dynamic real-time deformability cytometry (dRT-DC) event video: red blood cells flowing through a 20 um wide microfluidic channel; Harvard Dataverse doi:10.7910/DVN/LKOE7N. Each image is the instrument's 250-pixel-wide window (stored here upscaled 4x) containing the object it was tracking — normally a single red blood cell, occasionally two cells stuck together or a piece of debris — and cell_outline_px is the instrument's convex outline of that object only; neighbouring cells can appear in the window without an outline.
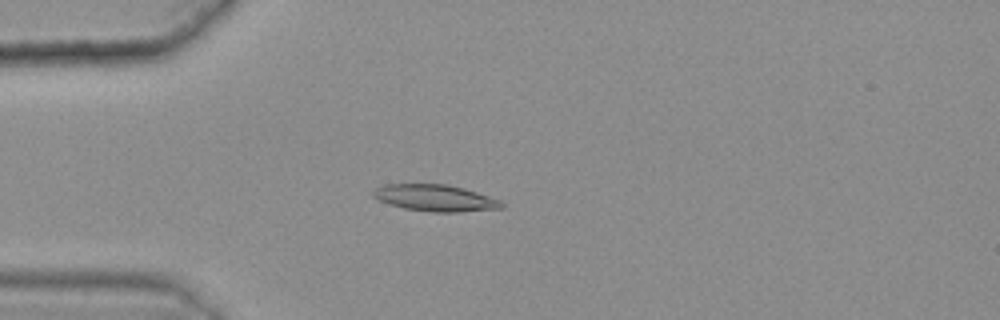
{"species": "common noctule bat (a hibernating species)", "species_latin": "Nyctalus noctula", "temperature_condition": "warm", "stored_images_in_passage": 36, "camera_frame_rate_fps": 3000, "um_per_image_px": 0.085, "animal": {"sex": "female", "body_mass_g": 25.1}, "frame": {"image": 1, "passage_image": 4, "time_ms": 1.0, "image_size_px": [1000, 320], "cell_outline_px": [[504, 208], [460, 212], [432, 212], [404, 208], [388, 204], [372, 196], [372, 192], [376, 188], [384, 184], [448, 184], [464, 188], [500, 200], [504, 204]], "centroid_in_image_um": [36.99, 16.83], "position_along_channel_um": 48.0, "area_um2": 19.94}}
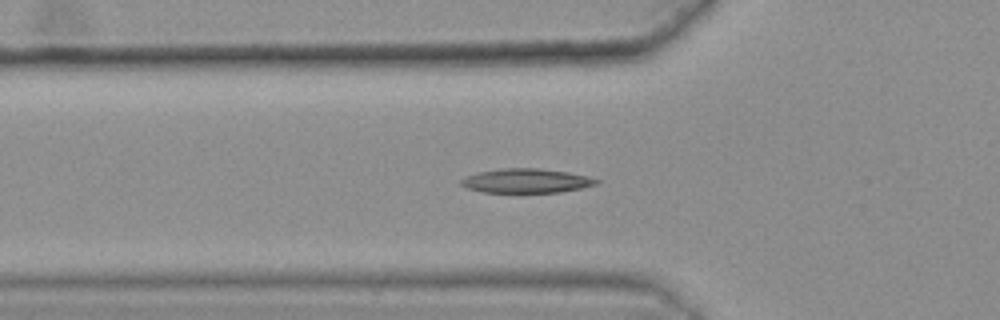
{"frame": {"image": 2, "passage_image": 8, "time_ms": 2.333, "image_size_px": [1000, 320], "cell_outline_px": [[600, 180], [596, 184], [580, 188], [560, 192], [484, 192], [468, 188], [460, 184], [460, 180], [468, 176], [480, 172], [504, 168], [540, 168], [568, 172]], "centroid_in_image_um": [44.73, 15.36], "position_along_channel_um": 81.1, "area_um2": 18.73}}
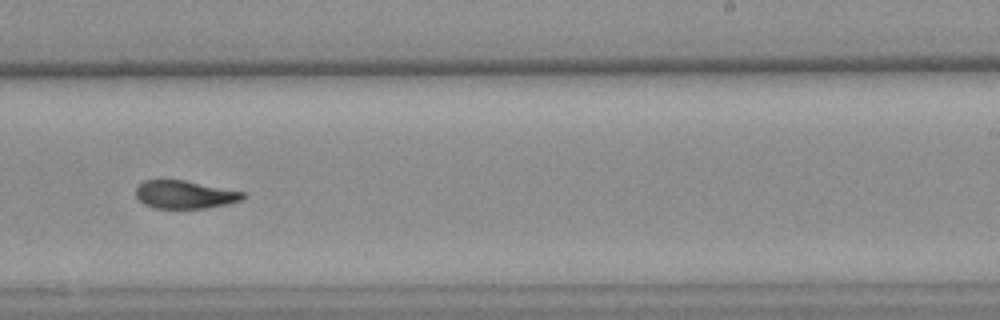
{"frame": {"image": 3, "passage_image": 24, "time_ms": 7.667, "image_size_px": [1000, 320], "cell_outline_px": [[244, 196], [240, 200], [228, 204], [208, 208], [156, 208], [144, 204], [136, 196], [136, 188], [144, 180], [184, 180], [244, 192]], "centroid_in_image_um": [15.69, 16.54], "position_along_channel_um": 273.3, "area_um2": 17.28}, "authors_computed_cell_mechanics": {"area_um2": 18.4382, "velocity_mm_per_s": 3.6041, "shape_relaxation_time_tau1_ms": 9.2009, "shape_relaxation_time_tau2_ms": 5.6768, "deformation_change_tau1": 0.2191, "deformation_change_tau2": 0.1007}}